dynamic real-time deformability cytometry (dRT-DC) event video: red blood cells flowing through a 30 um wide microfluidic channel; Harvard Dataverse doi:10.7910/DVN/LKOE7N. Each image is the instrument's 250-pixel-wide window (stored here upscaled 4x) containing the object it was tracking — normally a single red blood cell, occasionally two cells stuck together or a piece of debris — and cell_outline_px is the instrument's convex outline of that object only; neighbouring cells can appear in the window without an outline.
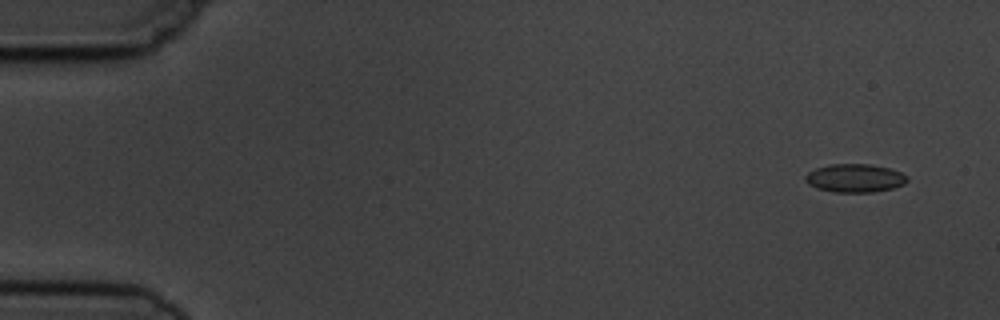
{"species": "common noctule bat (a hibernating species)", "species_latin": "Nyctalus noctula", "temperature_condition": "cold", "stored_images_in_passage": 4, "camera_frame_rate_fps": 3000, "um_per_image_px": 0.085, "animal": {"sex": "male", "body_mass_g": 19.5, "forearm_length_mm": 54.6}, "frame": {"image": 1, "passage_image": 1, "time_ms": 0.0, "image_size_px": [1000, 320], "cell_outline_px": [[908, 180], [904, 184], [892, 188], [872, 192], [832, 192], [816, 188], [808, 184], [804, 180], [804, 176], [808, 172], [816, 168], [828, 164], [868, 164], [888, 168], [900, 172], [908, 176]], "centroid_in_image_um": [72.63, 15.14], "position_along_channel_um": 12.4, "area_um2": 16.88}}
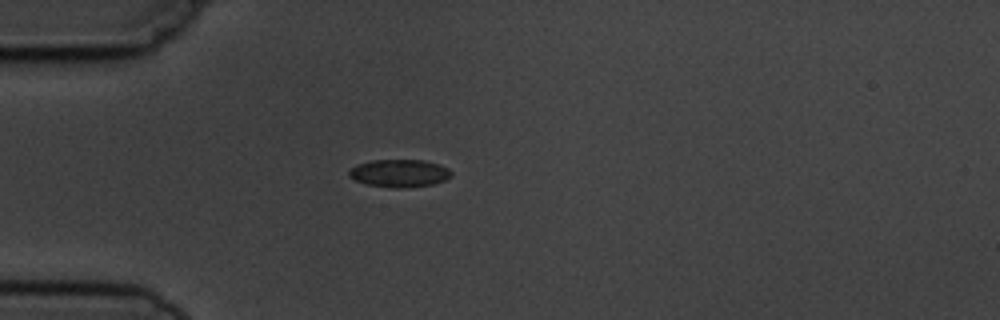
{"frame": {"image": 2, "passage_image": 4, "time_ms": 4.0, "image_size_px": [1000, 320], "cell_outline_px": [[452, 176], [444, 180], [432, 184], [408, 188], [396, 188], [368, 184], [356, 180], [348, 176], [348, 168], [356, 164], [372, 160], [424, 160], [440, 164], [448, 168], [452, 172]], "centroid_in_image_um": [33.94, 14.71], "position_along_channel_um": 51.1, "area_um2": 16.65}}